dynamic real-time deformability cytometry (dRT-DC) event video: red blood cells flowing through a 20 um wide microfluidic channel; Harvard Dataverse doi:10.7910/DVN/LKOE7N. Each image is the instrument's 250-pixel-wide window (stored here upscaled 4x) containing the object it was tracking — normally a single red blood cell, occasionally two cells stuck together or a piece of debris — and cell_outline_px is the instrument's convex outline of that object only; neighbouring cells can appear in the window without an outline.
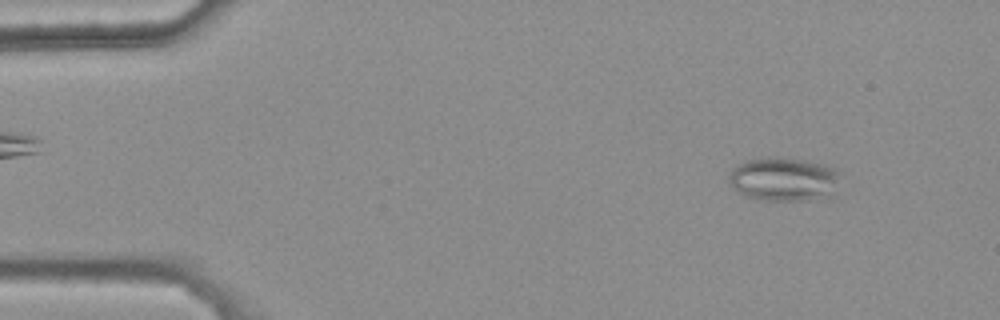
{"species": "common noctule bat (a hibernating species)", "species_latin": "Nyctalus noctula", "temperature_condition": "warm", "stored_images_in_passage": 43, "camera_frame_rate_fps": 3000, "um_per_image_px": 0.085, "animal": {"sex": "female", "body_mass_g": 25.1}, "frame": {"image": 1, "passage_image": 2, "time_ms": 0.333, "image_size_px": [1000, 320], "cell_outline_px": [[836, 172], [832, 196], [808, 200], [752, 200], [740, 192], [728, 180], [728, 176], [732, 168], [748, 160], [768, 156], [776, 156], [808, 160], [824, 164], [832, 168]], "centroid_in_image_um": [66.55, 15.22], "position_along_channel_um": 18.4, "area_um2": 28.15}}
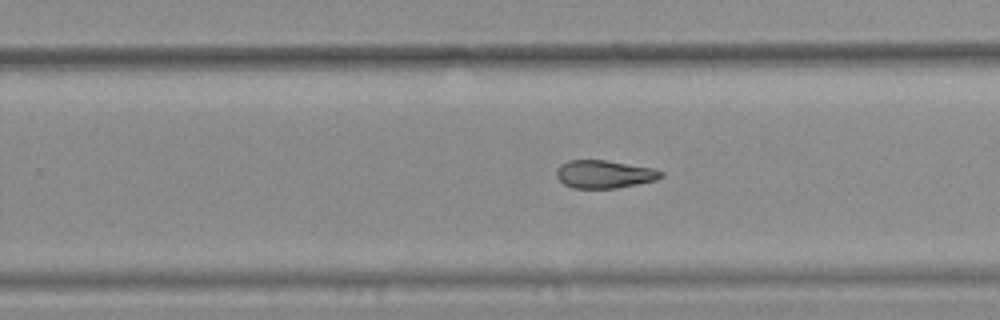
{"frame": {"image": 2, "passage_image": 30, "time_ms": 9.667, "image_size_px": [1000, 320], "cell_outline_px": [[664, 176], [656, 180], [616, 188], [572, 188], [564, 184], [556, 176], [556, 172], [560, 164], [568, 160], [604, 160], [652, 168], [664, 172]], "centroid_in_image_um": [51.35, 14.8], "position_along_channel_um": 278.4, "area_um2": 16.94}}
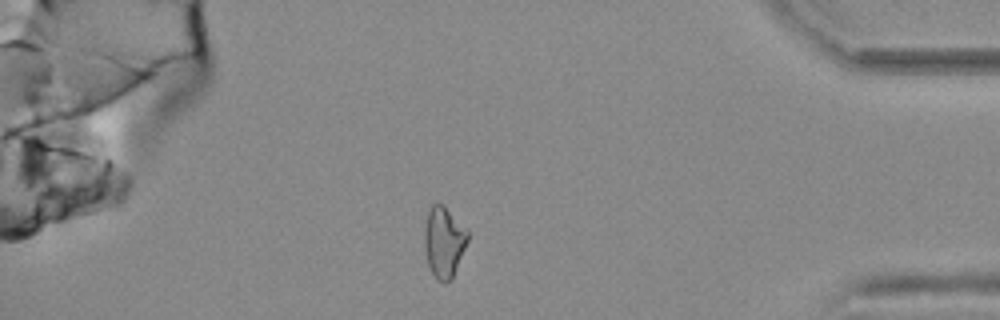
{"frame": {"image": 3, "passage_image": 42, "time_ms": 13.667, "image_size_px": [1000, 320], "cell_outline_px": [[468, 240], [452, 280], [436, 280], [428, 264], [424, 248], [424, 228], [428, 208], [432, 204], [444, 204], [468, 228]], "centroid_in_image_um": [37.74, 20.51], "position_along_channel_um": 397.5, "area_um2": 18.15}, "authors_computed_cell_mechanics": {"area_um2": 18.0336, "velocity_mm_per_s": 3.8, "shape_relaxation_time_tau1_ms": null, "shape_relaxation_time_tau2_ms": 9.173, "deformation_change_tau1": null, "deformation_change_tau2": 0.1934}}